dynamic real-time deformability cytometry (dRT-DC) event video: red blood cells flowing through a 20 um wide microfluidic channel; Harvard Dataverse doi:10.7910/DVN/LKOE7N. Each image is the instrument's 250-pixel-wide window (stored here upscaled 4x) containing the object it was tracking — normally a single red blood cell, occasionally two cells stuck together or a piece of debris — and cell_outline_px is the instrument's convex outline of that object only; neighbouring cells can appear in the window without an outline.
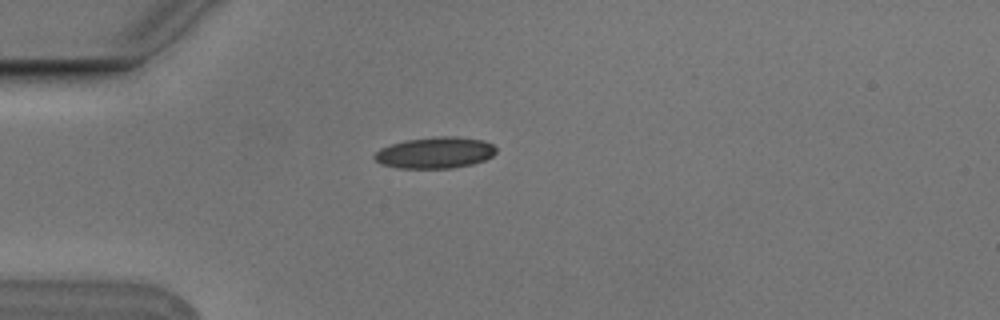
{"species": "Egyptian fruit bat (a non-hibernating species)", "species_latin": "Rousettus aegyptiacus", "temperature_condition": "cold", "stored_images_in_passage": 7, "camera_frame_rate_fps": 3000, "um_per_image_px": 0.085, "animal": {"sex": "male"}, "frame": {"image": 1, "passage_image": 4, "time_ms": 1.0, "image_size_px": [1000, 320], "cell_outline_px": [[496, 152], [492, 156], [484, 160], [472, 164], [452, 168], [396, 168], [380, 164], [372, 156], [380, 148], [404, 140], [436, 136], [452, 136], [484, 140], [492, 144], [496, 148]], "centroid_in_image_um": [36.97, 12.98], "position_along_channel_um": 48.0, "area_um2": 22.31}}
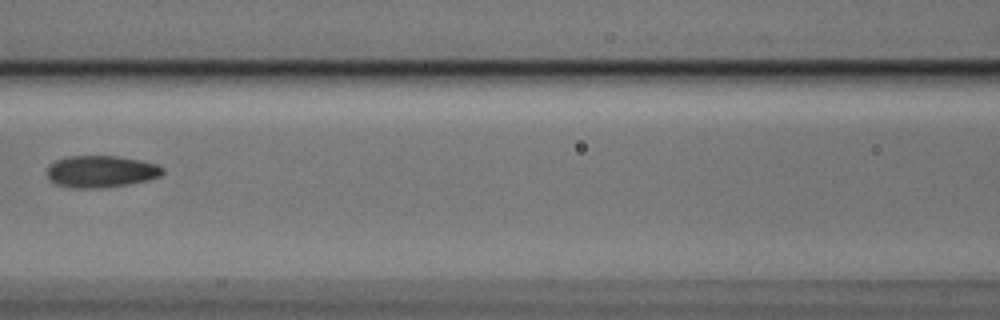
{"frame": {"image": 2, "passage_image": 7, "time_ms": 2.0, "image_size_px": [1000, 320], "cell_outline_px": [[164, 172], [160, 176], [148, 180], [128, 184], [100, 188], [68, 188], [56, 184], [48, 180], [48, 164], [56, 160], [68, 156], [120, 156], [140, 160], [156, 164], [164, 168]], "centroid_in_image_um": [8.56, 14.58], "position_along_channel_um": 158.0, "area_um2": 21.68}}